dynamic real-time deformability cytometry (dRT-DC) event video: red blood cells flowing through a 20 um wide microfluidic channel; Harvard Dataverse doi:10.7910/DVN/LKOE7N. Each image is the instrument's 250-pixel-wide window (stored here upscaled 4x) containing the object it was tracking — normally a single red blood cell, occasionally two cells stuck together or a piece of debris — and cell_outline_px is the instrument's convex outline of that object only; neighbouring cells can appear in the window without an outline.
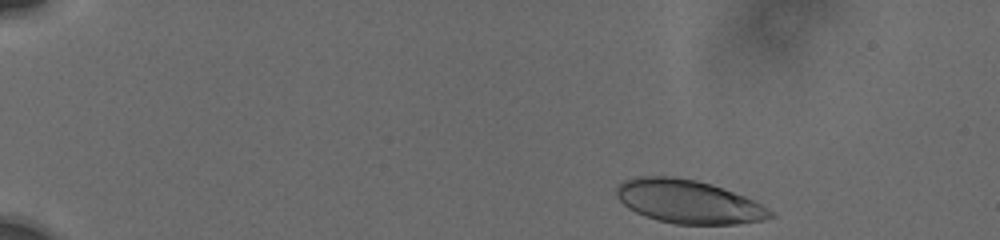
{"species": "human", "species_latin": "Homo sapiens", "temperature_condition": "cold", "stored_images_in_passage": 27, "camera_frame_rate_fps": 3000, "um_per_image_px": 0.085, "donor": {"sex": "male"}, "frame": {"image": 1, "passage_image": 1, "time_ms": 0.0, "image_size_px": [1000, 240], "cell_outline_px": [[776, 216], [764, 220], [736, 224], [676, 224], [656, 220], [644, 216], [628, 208], [616, 196], [616, 188], [624, 180], [636, 176], [676, 176], [696, 180], [712, 184], [724, 188], [744, 196], [776, 212]], "centroid_in_image_um": [58.53, 17.14], "position_along_channel_um": 26.5, "area_um2": 39.19}}
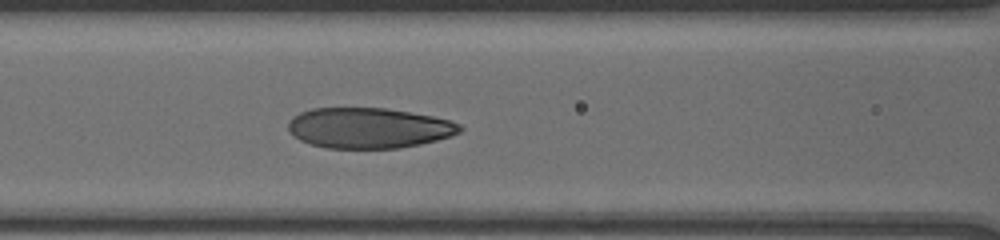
{"frame": {"image": 2, "passage_image": 16, "time_ms": 6.0, "image_size_px": [1000, 240], "cell_outline_px": [[464, 128], [460, 132], [452, 136], [420, 144], [396, 148], [328, 148], [312, 144], [300, 140], [292, 136], [288, 132], [288, 124], [292, 116], [300, 112], [312, 108], [384, 108], [432, 116], [448, 120], [460, 124]], "centroid_in_image_um": [31.32, 10.88], "position_along_channel_um": 135.3, "area_um2": 40.46}}
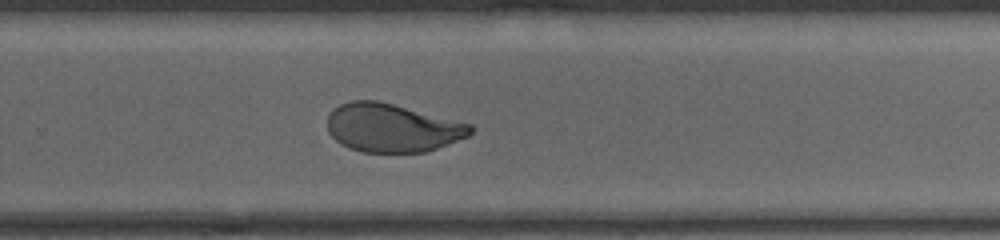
{"frame": {"image": 3, "passage_image": 27, "time_ms": 10.333, "image_size_px": [1000, 240], "cell_outline_px": [[476, 128], [468, 136], [448, 144], [424, 152], [360, 152], [348, 148], [340, 144], [328, 132], [328, 116], [340, 104], [352, 100], [376, 100], [472, 124]], "centroid_in_image_um": [33.34, 10.87], "position_along_channel_um": 296.5, "area_um2": 40.17}}